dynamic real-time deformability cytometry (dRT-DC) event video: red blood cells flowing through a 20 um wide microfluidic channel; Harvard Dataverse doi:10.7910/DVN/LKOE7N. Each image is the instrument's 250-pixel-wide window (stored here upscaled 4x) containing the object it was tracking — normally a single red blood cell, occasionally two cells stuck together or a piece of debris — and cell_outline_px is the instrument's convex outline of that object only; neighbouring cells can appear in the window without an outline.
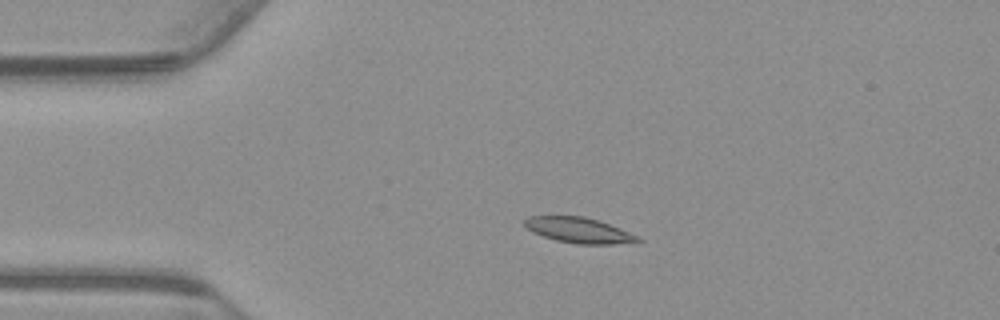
{"species": "common noctule bat (a hibernating species)", "species_latin": "Nyctalus noctula", "temperature_condition": "warm", "stored_images_in_passage": 44, "camera_frame_rate_fps": 3000, "um_per_image_px": 0.085, "animal": {"sex": "male", "body_mass_g": 23.1, "forearm_length_mm": 52.7}, "frame": {"image": 1, "passage_image": 1, "time_ms": 0.0, "image_size_px": [1000, 320], "cell_outline_px": [[644, 240], [612, 244], [576, 244], [556, 240], [532, 232], [524, 224], [524, 220], [528, 216], [584, 216], [620, 228], [640, 236]], "centroid_in_image_um": [49.2, 19.57], "position_along_channel_um": 35.8, "area_um2": 16.65}}
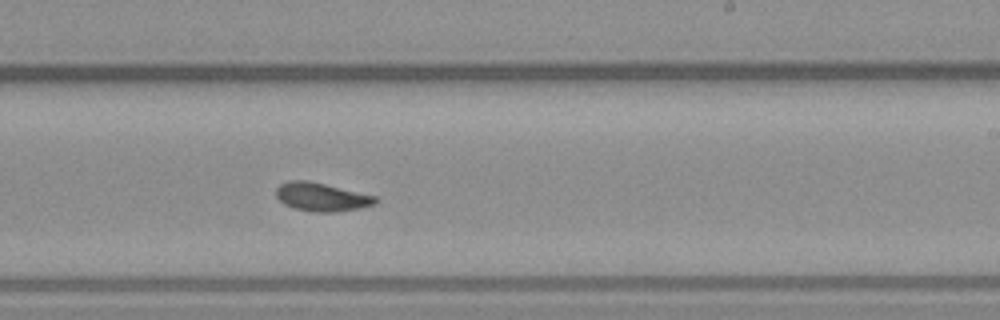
{"frame": {"image": 2, "passage_image": 22, "time_ms": 7.0, "image_size_px": [1000, 320], "cell_outline_px": [[380, 200], [376, 204], [360, 208], [336, 212], [312, 212], [292, 208], [284, 204], [276, 196], [276, 188], [280, 184], [288, 180], [308, 180], [376, 196]], "centroid_in_image_um": [27.33, 16.75], "position_along_channel_um": 261.7, "area_um2": 16.65}}
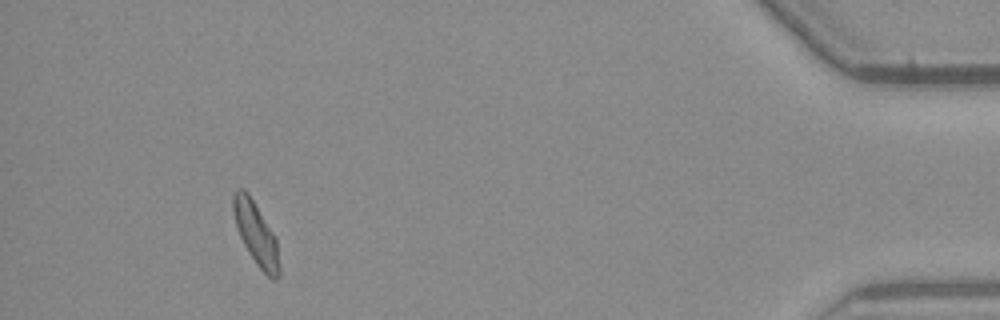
{"frame": {"image": 3, "passage_image": 40, "time_ms": 13.0, "image_size_px": [1000, 320], "cell_outline_px": [[280, 276], [276, 280], [272, 280], [256, 264], [244, 244], [240, 236], [236, 224], [232, 208], [232, 196], [236, 188], [244, 188], [248, 192], [276, 236], [280, 268]], "centroid_in_image_um": [21.77, 19.84], "position_along_channel_um": 413.4, "area_um2": 16.94}, "authors_computed_cell_mechanics": {"area_um2": 16.4441, "velocity_mm_per_s": 3.7168, "shape_relaxation_time_tau1_ms": 7.3769, "shape_relaxation_time_tau2_ms": 3.5814, "deformation_change_tau1": 0.1922, "deformation_change_tau2": 0.089}}